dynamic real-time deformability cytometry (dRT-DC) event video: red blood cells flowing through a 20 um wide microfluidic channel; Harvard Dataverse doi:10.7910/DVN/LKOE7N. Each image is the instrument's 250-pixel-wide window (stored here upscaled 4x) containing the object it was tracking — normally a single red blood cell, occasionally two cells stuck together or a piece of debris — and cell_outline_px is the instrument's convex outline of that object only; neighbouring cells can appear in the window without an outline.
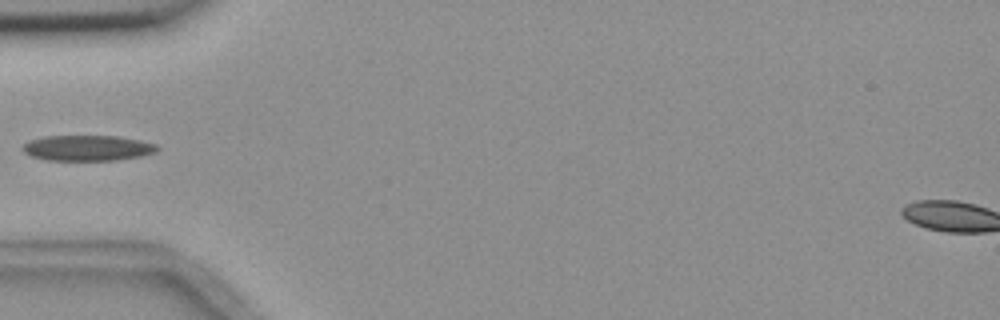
{"species": "common noctule bat (a hibernating species)", "species_latin": "Nyctalus noctula", "temperature_condition": "room temperature", "stored_images_in_passage": 4, "camera_frame_rate_fps": 3000, "um_per_image_px": 0.085, "animal": {"sex": "female", "body_mass_g": 18.4}, "frame": {"image": 1, "passage_image": 4, "time_ms": 3.333, "image_size_px": [1000, 320], "cell_outline_px": [[160, 148], [156, 152], [144, 156], [116, 160], [48, 160], [32, 156], [24, 152], [20, 148], [28, 140], [44, 136], [116, 136], [140, 140], [156, 144]], "centroid_in_image_um": [7.45, 12.58], "position_along_channel_um": 77.5, "area_um2": 20.17}}